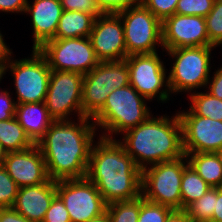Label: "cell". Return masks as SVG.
<instances>
[{"label": "cell", "instance_id": "46", "mask_svg": "<svg viewBox=\"0 0 222 222\" xmlns=\"http://www.w3.org/2000/svg\"><path fill=\"white\" fill-rule=\"evenodd\" d=\"M3 65H1L0 64V81H1V79H2V77H3Z\"/></svg>", "mask_w": 222, "mask_h": 222}, {"label": "cell", "instance_id": "1", "mask_svg": "<svg viewBox=\"0 0 222 222\" xmlns=\"http://www.w3.org/2000/svg\"><path fill=\"white\" fill-rule=\"evenodd\" d=\"M90 120V117H81L77 123L72 120L54 121L37 143L51 180L86 177L93 140L98 129Z\"/></svg>", "mask_w": 222, "mask_h": 222}, {"label": "cell", "instance_id": "27", "mask_svg": "<svg viewBox=\"0 0 222 222\" xmlns=\"http://www.w3.org/2000/svg\"><path fill=\"white\" fill-rule=\"evenodd\" d=\"M140 197L129 201H116L106 206L110 222H138Z\"/></svg>", "mask_w": 222, "mask_h": 222}, {"label": "cell", "instance_id": "26", "mask_svg": "<svg viewBox=\"0 0 222 222\" xmlns=\"http://www.w3.org/2000/svg\"><path fill=\"white\" fill-rule=\"evenodd\" d=\"M217 188H210L200 199L189 204L184 210L192 222H210L215 210Z\"/></svg>", "mask_w": 222, "mask_h": 222}, {"label": "cell", "instance_id": "44", "mask_svg": "<svg viewBox=\"0 0 222 222\" xmlns=\"http://www.w3.org/2000/svg\"><path fill=\"white\" fill-rule=\"evenodd\" d=\"M7 151L3 148L2 143L0 142V168L4 165V160L6 158Z\"/></svg>", "mask_w": 222, "mask_h": 222}, {"label": "cell", "instance_id": "15", "mask_svg": "<svg viewBox=\"0 0 222 222\" xmlns=\"http://www.w3.org/2000/svg\"><path fill=\"white\" fill-rule=\"evenodd\" d=\"M89 39L100 62L126 59L124 27L118 14L105 13L95 18Z\"/></svg>", "mask_w": 222, "mask_h": 222}, {"label": "cell", "instance_id": "24", "mask_svg": "<svg viewBox=\"0 0 222 222\" xmlns=\"http://www.w3.org/2000/svg\"><path fill=\"white\" fill-rule=\"evenodd\" d=\"M210 188L188 163L184 167L181 179L182 210L195 200L200 199Z\"/></svg>", "mask_w": 222, "mask_h": 222}, {"label": "cell", "instance_id": "42", "mask_svg": "<svg viewBox=\"0 0 222 222\" xmlns=\"http://www.w3.org/2000/svg\"><path fill=\"white\" fill-rule=\"evenodd\" d=\"M9 47L5 43L3 39V35L0 31V64L4 65V63L8 60L10 56H12V51H10Z\"/></svg>", "mask_w": 222, "mask_h": 222}, {"label": "cell", "instance_id": "25", "mask_svg": "<svg viewBox=\"0 0 222 222\" xmlns=\"http://www.w3.org/2000/svg\"><path fill=\"white\" fill-rule=\"evenodd\" d=\"M196 92L189 94L192 104L189 109L195 115L222 121V100L208 92Z\"/></svg>", "mask_w": 222, "mask_h": 222}, {"label": "cell", "instance_id": "13", "mask_svg": "<svg viewBox=\"0 0 222 222\" xmlns=\"http://www.w3.org/2000/svg\"><path fill=\"white\" fill-rule=\"evenodd\" d=\"M83 75L70 71L51 70L48 90L45 98L49 115L55 121L71 120L70 113L76 112L78 118L82 111Z\"/></svg>", "mask_w": 222, "mask_h": 222}, {"label": "cell", "instance_id": "20", "mask_svg": "<svg viewBox=\"0 0 222 222\" xmlns=\"http://www.w3.org/2000/svg\"><path fill=\"white\" fill-rule=\"evenodd\" d=\"M14 117L34 144L44 137L55 121L49 115L45 102L17 104Z\"/></svg>", "mask_w": 222, "mask_h": 222}, {"label": "cell", "instance_id": "30", "mask_svg": "<svg viewBox=\"0 0 222 222\" xmlns=\"http://www.w3.org/2000/svg\"><path fill=\"white\" fill-rule=\"evenodd\" d=\"M19 186L9 176L4 167L0 168V208L13 207Z\"/></svg>", "mask_w": 222, "mask_h": 222}, {"label": "cell", "instance_id": "18", "mask_svg": "<svg viewBox=\"0 0 222 222\" xmlns=\"http://www.w3.org/2000/svg\"><path fill=\"white\" fill-rule=\"evenodd\" d=\"M27 2L25 12L30 14L33 27V49H39L44 43L54 39L63 7L60 0H34Z\"/></svg>", "mask_w": 222, "mask_h": 222}, {"label": "cell", "instance_id": "38", "mask_svg": "<svg viewBox=\"0 0 222 222\" xmlns=\"http://www.w3.org/2000/svg\"><path fill=\"white\" fill-rule=\"evenodd\" d=\"M28 0H0V11L24 13Z\"/></svg>", "mask_w": 222, "mask_h": 222}, {"label": "cell", "instance_id": "9", "mask_svg": "<svg viewBox=\"0 0 222 222\" xmlns=\"http://www.w3.org/2000/svg\"><path fill=\"white\" fill-rule=\"evenodd\" d=\"M123 23L127 56L157 52L162 22L142 3L117 13Z\"/></svg>", "mask_w": 222, "mask_h": 222}, {"label": "cell", "instance_id": "35", "mask_svg": "<svg viewBox=\"0 0 222 222\" xmlns=\"http://www.w3.org/2000/svg\"><path fill=\"white\" fill-rule=\"evenodd\" d=\"M100 10L105 13H114L136 6L142 0H95Z\"/></svg>", "mask_w": 222, "mask_h": 222}, {"label": "cell", "instance_id": "5", "mask_svg": "<svg viewBox=\"0 0 222 222\" xmlns=\"http://www.w3.org/2000/svg\"><path fill=\"white\" fill-rule=\"evenodd\" d=\"M187 164L188 159L184 155L176 160L156 163L144 168L141 196L173 210H182L181 179Z\"/></svg>", "mask_w": 222, "mask_h": 222}, {"label": "cell", "instance_id": "41", "mask_svg": "<svg viewBox=\"0 0 222 222\" xmlns=\"http://www.w3.org/2000/svg\"><path fill=\"white\" fill-rule=\"evenodd\" d=\"M165 222H192V220L189 218L187 212L183 209V210H173L168 215Z\"/></svg>", "mask_w": 222, "mask_h": 222}, {"label": "cell", "instance_id": "32", "mask_svg": "<svg viewBox=\"0 0 222 222\" xmlns=\"http://www.w3.org/2000/svg\"><path fill=\"white\" fill-rule=\"evenodd\" d=\"M179 0H142V4L161 22L175 14Z\"/></svg>", "mask_w": 222, "mask_h": 222}, {"label": "cell", "instance_id": "40", "mask_svg": "<svg viewBox=\"0 0 222 222\" xmlns=\"http://www.w3.org/2000/svg\"><path fill=\"white\" fill-rule=\"evenodd\" d=\"M210 222H222V187L217 188V199H215V210Z\"/></svg>", "mask_w": 222, "mask_h": 222}, {"label": "cell", "instance_id": "2", "mask_svg": "<svg viewBox=\"0 0 222 222\" xmlns=\"http://www.w3.org/2000/svg\"><path fill=\"white\" fill-rule=\"evenodd\" d=\"M86 177L106 204L141 196L142 170L116 139L100 136L93 144Z\"/></svg>", "mask_w": 222, "mask_h": 222}, {"label": "cell", "instance_id": "17", "mask_svg": "<svg viewBox=\"0 0 222 222\" xmlns=\"http://www.w3.org/2000/svg\"><path fill=\"white\" fill-rule=\"evenodd\" d=\"M3 167L19 187L50 180L44 157L37 144L22 151L7 152Z\"/></svg>", "mask_w": 222, "mask_h": 222}, {"label": "cell", "instance_id": "8", "mask_svg": "<svg viewBox=\"0 0 222 222\" xmlns=\"http://www.w3.org/2000/svg\"><path fill=\"white\" fill-rule=\"evenodd\" d=\"M30 56L20 60H11L10 56L3 65V74L9 68L14 78L17 104L44 102L46 98L51 69L38 49Z\"/></svg>", "mask_w": 222, "mask_h": 222}, {"label": "cell", "instance_id": "19", "mask_svg": "<svg viewBox=\"0 0 222 222\" xmlns=\"http://www.w3.org/2000/svg\"><path fill=\"white\" fill-rule=\"evenodd\" d=\"M57 195L56 181L20 187L13 208L33 222H42L53 198Z\"/></svg>", "mask_w": 222, "mask_h": 222}, {"label": "cell", "instance_id": "39", "mask_svg": "<svg viewBox=\"0 0 222 222\" xmlns=\"http://www.w3.org/2000/svg\"><path fill=\"white\" fill-rule=\"evenodd\" d=\"M0 222H33L18 213L13 207L0 208Z\"/></svg>", "mask_w": 222, "mask_h": 222}, {"label": "cell", "instance_id": "21", "mask_svg": "<svg viewBox=\"0 0 222 222\" xmlns=\"http://www.w3.org/2000/svg\"><path fill=\"white\" fill-rule=\"evenodd\" d=\"M94 21L90 14L63 10L54 39L89 37Z\"/></svg>", "mask_w": 222, "mask_h": 222}, {"label": "cell", "instance_id": "7", "mask_svg": "<svg viewBox=\"0 0 222 222\" xmlns=\"http://www.w3.org/2000/svg\"><path fill=\"white\" fill-rule=\"evenodd\" d=\"M130 84L126 60L105 61L83 76V117L92 118L104 105L109 94Z\"/></svg>", "mask_w": 222, "mask_h": 222}, {"label": "cell", "instance_id": "6", "mask_svg": "<svg viewBox=\"0 0 222 222\" xmlns=\"http://www.w3.org/2000/svg\"><path fill=\"white\" fill-rule=\"evenodd\" d=\"M214 46L184 47L166 50L175 61L168 75L171 93L192 92L206 87L210 79V59Z\"/></svg>", "mask_w": 222, "mask_h": 222}, {"label": "cell", "instance_id": "12", "mask_svg": "<svg viewBox=\"0 0 222 222\" xmlns=\"http://www.w3.org/2000/svg\"><path fill=\"white\" fill-rule=\"evenodd\" d=\"M125 60L129 69L130 85L141 96L147 101L158 97L157 99L162 103L170 99L167 69L157 52L130 55ZM163 86L165 89L162 88Z\"/></svg>", "mask_w": 222, "mask_h": 222}, {"label": "cell", "instance_id": "3", "mask_svg": "<svg viewBox=\"0 0 222 222\" xmlns=\"http://www.w3.org/2000/svg\"><path fill=\"white\" fill-rule=\"evenodd\" d=\"M171 118L151 115L143 123L124 132L122 141L118 139L139 169L184 156L178 113Z\"/></svg>", "mask_w": 222, "mask_h": 222}, {"label": "cell", "instance_id": "37", "mask_svg": "<svg viewBox=\"0 0 222 222\" xmlns=\"http://www.w3.org/2000/svg\"><path fill=\"white\" fill-rule=\"evenodd\" d=\"M211 81V82H210ZM206 87L208 93L222 100V67L214 72V76L208 80Z\"/></svg>", "mask_w": 222, "mask_h": 222}, {"label": "cell", "instance_id": "4", "mask_svg": "<svg viewBox=\"0 0 222 222\" xmlns=\"http://www.w3.org/2000/svg\"><path fill=\"white\" fill-rule=\"evenodd\" d=\"M146 100L130 84L113 90L103 107L91 118L95 126L104 129L101 137L114 139L113 133L123 134L147 120L152 113Z\"/></svg>", "mask_w": 222, "mask_h": 222}, {"label": "cell", "instance_id": "11", "mask_svg": "<svg viewBox=\"0 0 222 222\" xmlns=\"http://www.w3.org/2000/svg\"><path fill=\"white\" fill-rule=\"evenodd\" d=\"M56 192L71 222H88L106 212L107 204L87 177L56 181Z\"/></svg>", "mask_w": 222, "mask_h": 222}, {"label": "cell", "instance_id": "23", "mask_svg": "<svg viewBox=\"0 0 222 222\" xmlns=\"http://www.w3.org/2000/svg\"><path fill=\"white\" fill-rule=\"evenodd\" d=\"M0 142L7 152L22 151L35 145L15 117L0 121Z\"/></svg>", "mask_w": 222, "mask_h": 222}, {"label": "cell", "instance_id": "33", "mask_svg": "<svg viewBox=\"0 0 222 222\" xmlns=\"http://www.w3.org/2000/svg\"><path fill=\"white\" fill-rule=\"evenodd\" d=\"M60 3L65 11H81L95 18L104 14L95 0H60Z\"/></svg>", "mask_w": 222, "mask_h": 222}, {"label": "cell", "instance_id": "28", "mask_svg": "<svg viewBox=\"0 0 222 222\" xmlns=\"http://www.w3.org/2000/svg\"><path fill=\"white\" fill-rule=\"evenodd\" d=\"M205 22L210 44L214 47L222 45V0L214 2Z\"/></svg>", "mask_w": 222, "mask_h": 222}, {"label": "cell", "instance_id": "43", "mask_svg": "<svg viewBox=\"0 0 222 222\" xmlns=\"http://www.w3.org/2000/svg\"><path fill=\"white\" fill-rule=\"evenodd\" d=\"M88 222H110V218H109L107 212H105L101 216L94 218L92 220H89Z\"/></svg>", "mask_w": 222, "mask_h": 222}, {"label": "cell", "instance_id": "10", "mask_svg": "<svg viewBox=\"0 0 222 222\" xmlns=\"http://www.w3.org/2000/svg\"><path fill=\"white\" fill-rule=\"evenodd\" d=\"M38 51L53 71H70L86 75L98 64L89 37L52 39Z\"/></svg>", "mask_w": 222, "mask_h": 222}, {"label": "cell", "instance_id": "36", "mask_svg": "<svg viewBox=\"0 0 222 222\" xmlns=\"http://www.w3.org/2000/svg\"><path fill=\"white\" fill-rule=\"evenodd\" d=\"M12 100L7 90L0 91V121L8 120L15 116L17 103Z\"/></svg>", "mask_w": 222, "mask_h": 222}, {"label": "cell", "instance_id": "16", "mask_svg": "<svg viewBox=\"0 0 222 222\" xmlns=\"http://www.w3.org/2000/svg\"><path fill=\"white\" fill-rule=\"evenodd\" d=\"M162 48L166 50L212 46L208 39L205 18L173 14L162 22Z\"/></svg>", "mask_w": 222, "mask_h": 222}, {"label": "cell", "instance_id": "29", "mask_svg": "<svg viewBox=\"0 0 222 222\" xmlns=\"http://www.w3.org/2000/svg\"><path fill=\"white\" fill-rule=\"evenodd\" d=\"M172 208L150 202L140 196V211L138 222H165Z\"/></svg>", "mask_w": 222, "mask_h": 222}, {"label": "cell", "instance_id": "31", "mask_svg": "<svg viewBox=\"0 0 222 222\" xmlns=\"http://www.w3.org/2000/svg\"><path fill=\"white\" fill-rule=\"evenodd\" d=\"M213 0H179L175 10L180 15L206 17L212 10Z\"/></svg>", "mask_w": 222, "mask_h": 222}, {"label": "cell", "instance_id": "45", "mask_svg": "<svg viewBox=\"0 0 222 222\" xmlns=\"http://www.w3.org/2000/svg\"><path fill=\"white\" fill-rule=\"evenodd\" d=\"M215 153L219 157L220 163L222 164V147L218 149Z\"/></svg>", "mask_w": 222, "mask_h": 222}, {"label": "cell", "instance_id": "14", "mask_svg": "<svg viewBox=\"0 0 222 222\" xmlns=\"http://www.w3.org/2000/svg\"><path fill=\"white\" fill-rule=\"evenodd\" d=\"M182 126L184 155L189 153H215L222 147V121L195 115L190 109L178 112Z\"/></svg>", "mask_w": 222, "mask_h": 222}, {"label": "cell", "instance_id": "34", "mask_svg": "<svg viewBox=\"0 0 222 222\" xmlns=\"http://www.w3.org/2000/svg\"><path fill=\"white\" fill-rule=\"evenodd\" d=\"M42 222H71L68 210L58 195L53 198Z\"/></svg>", "mask_w": 222, "mask_h": 222}, {"label": "cell", "instance_id": "22", "mask_svg": "<svg viewBox=\"0 0 222 222\" xmlns=\"http://www.w3.org/2000/svg\"><path fill=\"white\" fill-rule=\"evenodd\" d=\"M188 163L197 174L211 187H222V164L216 153H189Z\"/></svg>", "mask_w": 222, "mask_h": 222}]
</instances>
